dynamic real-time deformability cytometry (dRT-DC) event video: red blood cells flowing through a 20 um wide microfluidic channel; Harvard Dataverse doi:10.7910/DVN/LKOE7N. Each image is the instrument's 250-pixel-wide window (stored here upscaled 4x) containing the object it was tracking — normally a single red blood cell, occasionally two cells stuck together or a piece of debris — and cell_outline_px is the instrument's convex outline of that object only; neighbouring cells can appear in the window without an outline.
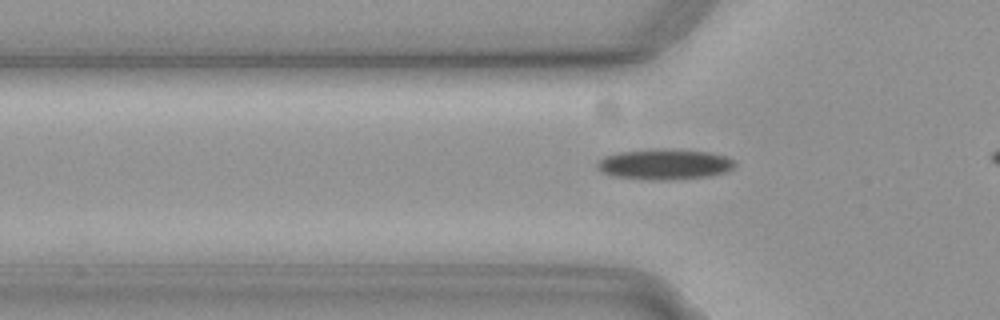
{"species": "common noctule bat (a hibernating species)", "species_latin": "Nyctalus noctula", "temperature_condition": "cold", "stored_images_in_passage": 39, "camera_frame_rate_fps": 3000, "um_per_image_px": 0.085, "animal": {"sex": "female", "body_mass_g": 19.3, "forearm_length_mm": 54.1}, "frame": {"image": 1, "passage_image": 8, "time_ms": 2.333, "image_size_px": [1000, 320], "cell_outline_px": [[736, 164], [732, 168], [724, 172], [704, 176], [668, 180], [652, 180], [612, 176], [596, 168], [596, 160], [604, 156], [620, 152], [652, 148], [680, 148], [708, 152], [724, 156], [732, 160]], "centroid_in_image_um": [56.41, 13.94], "position_along_channel_um": 69.4, "area_um2": 24.68}}
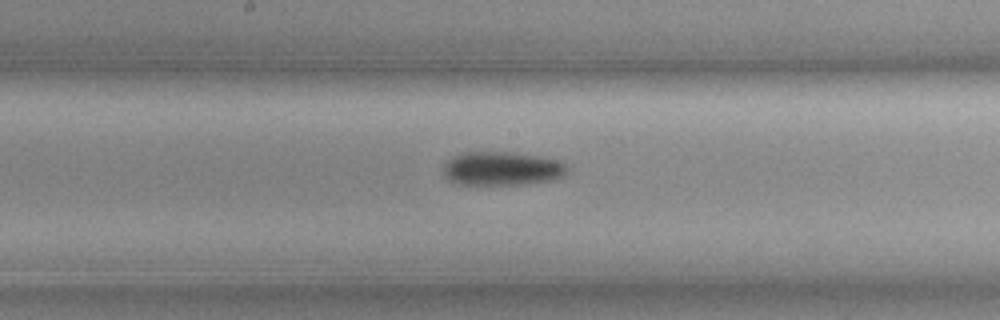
{"frame": {"image": 2, "passage_image": 19, "time_ms": 6.0, "image_size_px": [1000, 320], "cell_outline_px": [[568, 172], [564, 176], [552, 180], [524, 184], [460, 184], [448, 180], [444, 176], [444, 164], [452, 156], [464, 152], [512, 152], [540, 156], [560, 160], [568, 164]], "centroid_in_image_um": [42.71, 14.32], "position_along_channel_um": 205.5, "area_um2": 24.62}}
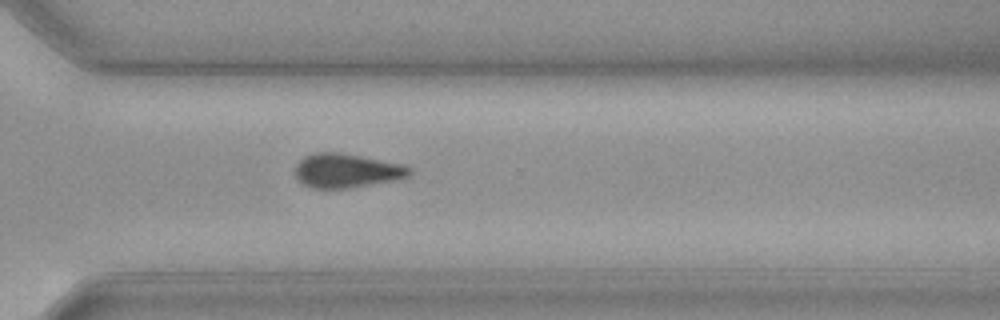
{"frame": {"image": 3, "passage_image": 30, "time_ms": 9.667, "image_size_px": [1000, 320], "cell_outline_px": [[412, 172], [408, 176], [400, 180], [352, 188], [312, 188], [304, 184], [296, 176], [296, 164], [304, 156], [316, 152], [336, 152], [404, 164], [412, 168]], "centroid_in_image_um": [29.52, 14.52], "position_along_channel_um": 341.1, "area_um2": 22.83}, "authors_computed_cell_mechanics": {"area_um2": 23.2934, "velocity_mm_per_s": 3.708, "shape_relaxation_time_tau1_ms": 4.9144, "shape_relaxation_time_tau2_ms": null, "deformation_change_tau1": 0.1282, "deformation_change_tau2": null}}